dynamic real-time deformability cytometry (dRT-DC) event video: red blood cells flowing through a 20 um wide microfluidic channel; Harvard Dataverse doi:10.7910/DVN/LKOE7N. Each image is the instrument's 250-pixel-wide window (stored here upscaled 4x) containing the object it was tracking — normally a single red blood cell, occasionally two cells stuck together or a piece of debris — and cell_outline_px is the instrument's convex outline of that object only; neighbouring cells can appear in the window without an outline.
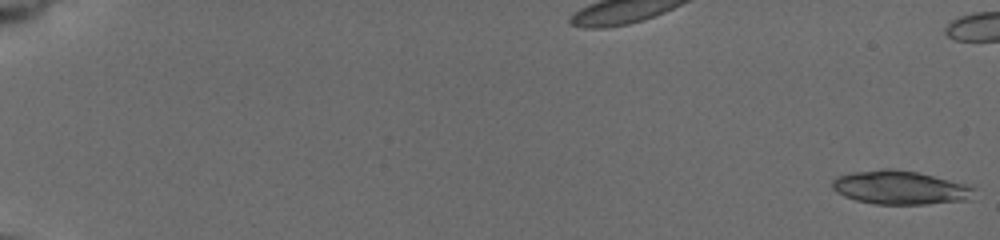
{"species": "common noctule bat (a hibernating species)", "species_latin": "Nyctalus noctula", "temperature_condition": "cold", "stored_images_in_passage": 17, "camera_frame_rate_fps": 3000, "um_per_image_px": 0.085, "animal": {"sex": "female", "body_mass_g": 19.5, "forearm_length_mm": 54.1}, "frame": {"image": 1, "passage_image": 1, "time_ms": 0.0, "image_size_px": [1000, 240], "cell_outline_px": [[976, 188], [968, 200], [928, 204], [876, 204], [856, 200], [844, 196], [836, 192], [832, 188], [832, 180], [836, 176], [852, 172], [884, 168], [892, 168], [916, 172], [964, 184]], "centroid_in_image_um": [76.45, 15.94], "position_along_channel_um": 8.6, "area_um2": 27.69}}